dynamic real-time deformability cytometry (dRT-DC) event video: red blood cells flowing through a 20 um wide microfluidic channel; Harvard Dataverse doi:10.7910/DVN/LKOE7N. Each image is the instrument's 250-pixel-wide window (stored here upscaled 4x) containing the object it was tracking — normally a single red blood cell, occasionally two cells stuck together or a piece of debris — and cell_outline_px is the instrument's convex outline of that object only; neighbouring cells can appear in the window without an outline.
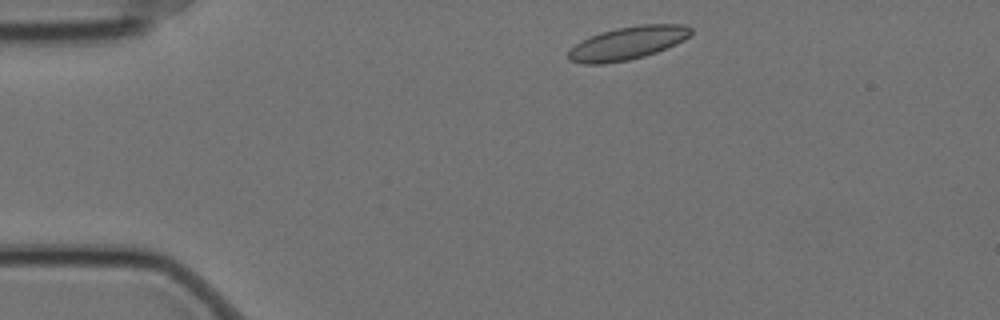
{"species": "Egyptian fruit bat (a non-hibernating species)", "species_latin": "Rousettus aegyptiacus", "temperature_condition": "cold", "stored_images_in_passage": 2, "camera_frame_rate_fps": 3000, "um_per_image_px": 0.085, "animal": {"sex": "female"}, "frame": {"image": 1, "passage_image": 1, "time_ms": 0.0, "image_size_px": [1000, 320], "cell_outline_px": [[692, 32], [684, 40], [676, 44], [656, 52], [644, 56], [628, 60], [604, 64], [584, 64], [568, 60], [568, 52], [576, 44], [600, 32], [616, 28], [640, 24], [684, 24], [692, 28]], "centroid_in_image_um": [53.37, 3.66], "position_along_channel_um": 31.6, "area_um2": 23.52}}